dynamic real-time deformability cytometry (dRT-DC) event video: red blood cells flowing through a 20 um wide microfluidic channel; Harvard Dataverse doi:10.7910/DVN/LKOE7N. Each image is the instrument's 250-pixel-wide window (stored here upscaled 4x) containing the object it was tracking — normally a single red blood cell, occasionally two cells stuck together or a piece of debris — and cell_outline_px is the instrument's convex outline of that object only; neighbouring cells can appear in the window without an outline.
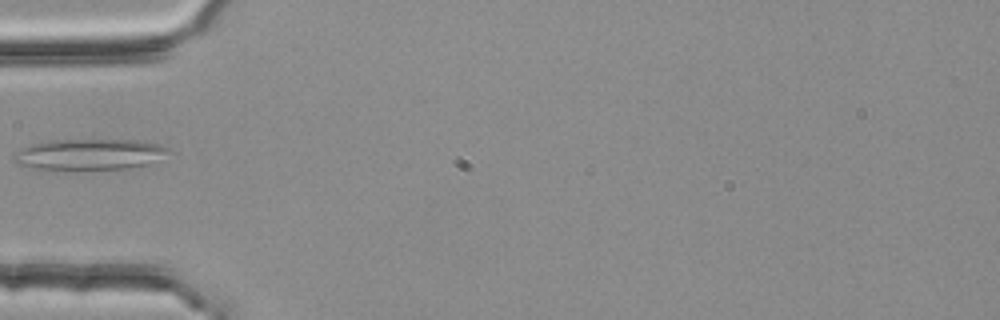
{"species": "common noctule bat (a hibernating species)", "species_latin": "Nyctalus noctula", "temperature_condition": "room temperature", "stored_images_in_passage": 1, "camera_frame_rate_fps": 3000, "um_per_image_px": 0.085, "animal": {"sex": "female", "body_mass_g": 25.1}, "frame": {"image": 1, "passage_image": 1, "time_ms": 0.0, "image_size_px": [1000, 320], "cell_outline_px": [[168, 148], [164, 152], [148, 164], [128, 168], [32, 168], [16, 164], [12, 160], [16, 152], [20, 148], [32, 144], [52, 140], [140, 140], [160, 144]], "centroid_in_image_um": [7.51, 13.09], "position_along_channel_um": 77.5, "area_um2": 26.99}}